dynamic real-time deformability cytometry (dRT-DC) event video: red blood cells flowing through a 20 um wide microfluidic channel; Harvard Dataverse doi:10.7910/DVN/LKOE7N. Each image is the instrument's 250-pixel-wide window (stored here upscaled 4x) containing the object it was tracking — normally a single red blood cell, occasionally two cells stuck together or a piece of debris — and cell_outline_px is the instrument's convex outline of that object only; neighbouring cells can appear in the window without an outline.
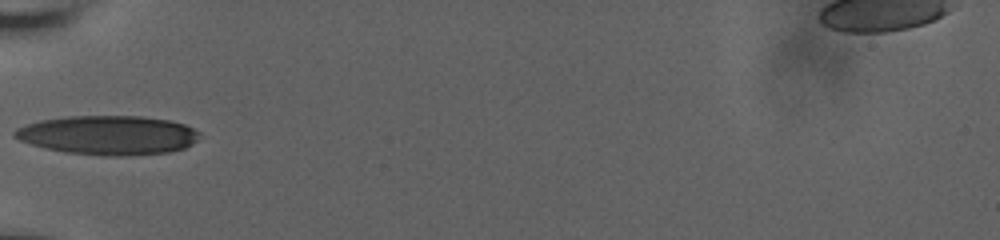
{"species": "human", "species_latin": "Homo sapiens", "temperature_condition": "room temperature", "stored_images_in_passage": 32, "camera_frame_rate_fps": 3000, "um_per_image_px": 0.085, "donor": {"sex": "male"}, "frame": {"image": 1, "passage_image": 1, "time_ms": 0.0, "image_size_px": [1000, 240], "cell_outline_px": [[200, 136], [192, 144], [184, 148], [168, 152], [124, 156], [100, 156], [64, 152], [44, 148], [20, 140], [12, 136], [12, 132], [16, 128], [40, 120], [68, 116], [140, 116], [172, 120], [184, 124], [200, 132]], "centroid_in_image_um": [9.19, 11.49], "position_along_channel_um": 75.8, "area_um2": 42.43}}
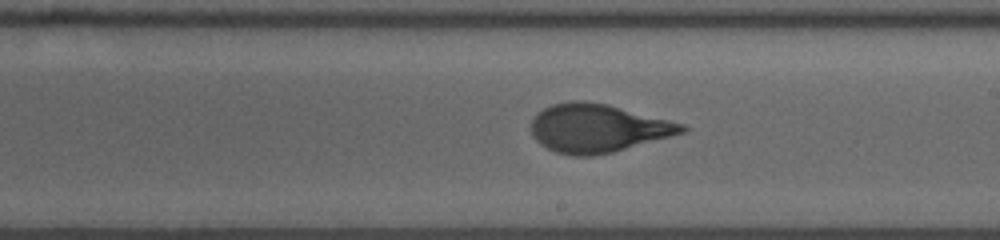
{"frame": {"image": 2, "passage_image": 14, "time_ms": 4.333, "image_size_px": [1000, 240], "cell_outline_px": [[688, 128], [684, 132], [612, 152], [592, 156], [572, 156], [556, 152], [540, 144], [532, 136], [532, 120], [536, 112], [552, 104], [568, 100], [584, 100], [608, 104], [684, 124]], "centroid_in_image_um": [50.75, 10.88], "position_along_channel_um": 238.2, "area_um2": 42.31}}
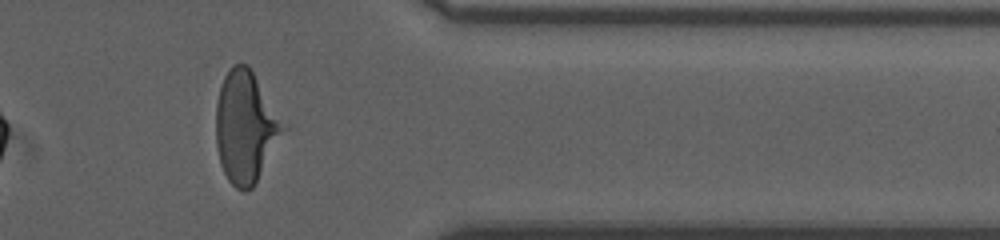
{"frame": {"image": 3, "passage_image": 27, "time_ms": 8.667, "image_size_px": [1000, 240], "cell_outline_px": [[288, 128], [252, 188], [244, 192], [236, 188], [228, 180], [220, 164], [216, 144], [216, 104], [220, 88], [224, 76], [228, 68], [232, 64], [248, 64], [288, 124]], "centroid_in_image_um": [20.91, 10.77], "position_along_channel_um": 390.5, "area_um2": 44.39}, "authors_computed_cell_mechanics": {"area_um2": 41.616, "velocity_mm_per_s": 3.7474, "shape_relaxation_time_tau1_ms": 4.6038, "shape_relaxation_time_tau2_ms": null, "deformation_change_tau1": 0.2089, "deformation_change_tau2": null}}